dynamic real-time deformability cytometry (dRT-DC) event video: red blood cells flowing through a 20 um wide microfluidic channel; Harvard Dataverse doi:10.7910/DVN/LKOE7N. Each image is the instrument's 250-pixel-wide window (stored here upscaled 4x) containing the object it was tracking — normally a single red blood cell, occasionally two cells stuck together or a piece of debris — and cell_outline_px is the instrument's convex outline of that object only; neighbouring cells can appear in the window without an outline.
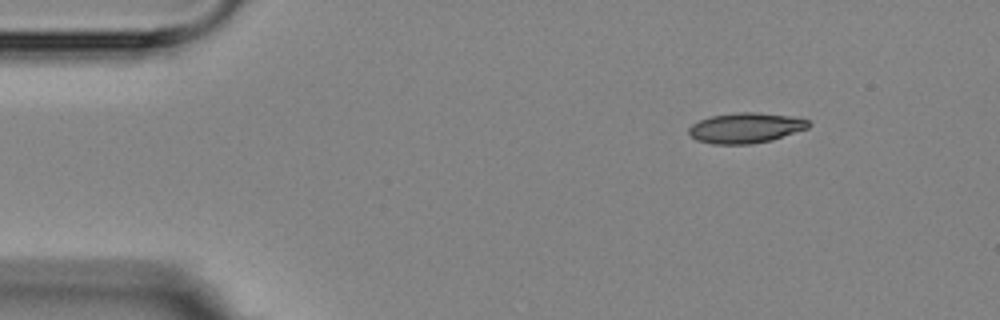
{"species": "Egyptian fruit bat (a non-hibernating species)", "species_latin": "Rousettus aegyptiacus", "temperature_condition": "room temperature", "stored_images_in_passage": 7, "camera_frame_rate_fps": 3000, "um_per_image_px": 0.085, "animal": {"sex": "female"}, "frame": {"image": 1, "passage_image": 1, "time_ms": 0.0, "image_size_px": [1000, 320], "cell_outline_px": [[812, 124], [808, 128], [772, 140], [752, 144], [712, 144], [696, 140], [688, 132], [688, 128], [692, 124], [700, 120], [712, 116], [736, 112], [756, 112], [792, 116], [808, 120]], "centroid_in_image_um": [63.39, 10.87], "position_along_channel_um": 21.6, "area_um2": 21.21}}
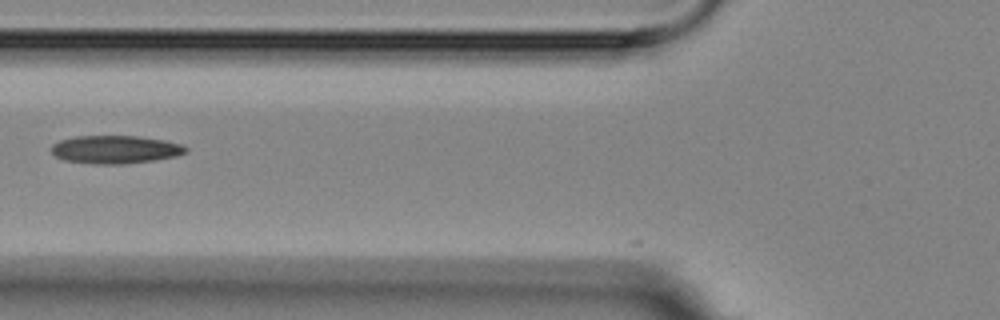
{"frame": {"image": 2, "passage_image": 5, "time_ms": 4.667, "image_size_px": [1000, 320], "cell_outline_px": [[188, 152], [176, 156], [156, 160], [124, 164], [92, 164], [64, 160], [56, 156], [52, 152], [52, 144], [60, 140], [76, 136], [136, 136], [164, 140], [180, 144], [188, 148]], "centroid_in_image_um": [9.81, 12.71], "position_along_channel_um": 116.0, "area_um2": 22.02}}
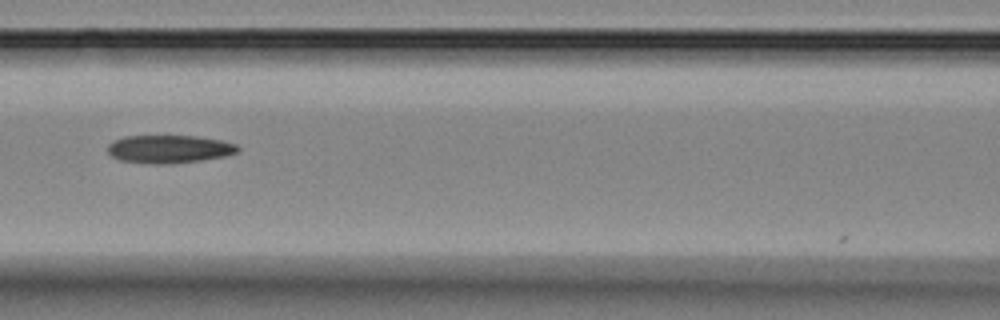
{"frame": {"image": 3, "passage_image": 6, "time_ms": 5.667, "image_size_px": [1000, 320], "cell_outline_px": [[240, 148], [236, 152], [224, 156], [200, 160], [168, 164], [152, 164], [120, 160], [112, 156], [108, 152], [108, 144], [112, 140], [124, 136], [196, 136], [224, 140], [236, 144]], "centroid_in_image_um": [14.36, 12.66], "position_along_channel_um": 152.2, "area_um2": 21.27}}